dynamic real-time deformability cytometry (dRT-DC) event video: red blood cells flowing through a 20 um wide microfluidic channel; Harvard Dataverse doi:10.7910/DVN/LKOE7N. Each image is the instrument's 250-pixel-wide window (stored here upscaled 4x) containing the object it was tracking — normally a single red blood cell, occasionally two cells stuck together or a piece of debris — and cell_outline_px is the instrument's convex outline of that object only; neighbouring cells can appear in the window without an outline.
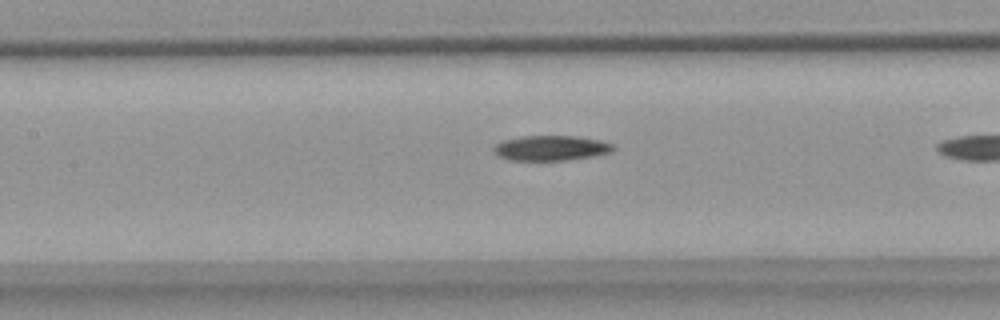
{"species": "common noctule bat (a hibernating species)", "species_latin": "Nyctalus noctula", "temperature_condition": "warm", "stored_images_in_passage": 26, "camera_frame_rate_fps": 3000, "um_per_image_px": 0.085, "animal": {"sex": "female", "body_mass_g": 18.4}, "frame": {"image": 1, "passage_image": 8, "time_ms": 2.333, "image_size_px": [1000, 320], "cell_outline_px": [[616, 148], [612, 152], [592, 156], [568, 160], [508, 160], [500, 156], [492, 148], [496, 144], [504, 140], [520, 136], [576, 136], [600, 140], [612, 144]], "centroid_in_image_um": [46.85, 12.58], "position_along_channel_um": 160.5, "area_um2": 17.4}}
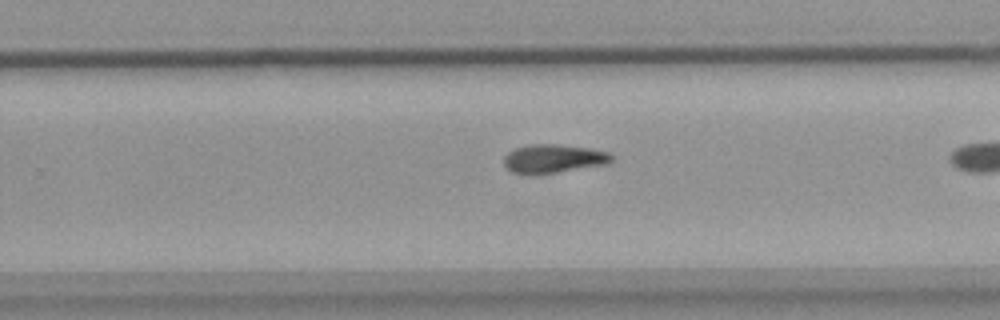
{"frame": {"image": 2, "passage_image": 18, "time_ms": 5.667, "image_size_px": [1000, 320], "cell_outline_px": [[612, 160], [608, 164], [556, 172], [512, 172], [504, 164], [504, 156], [508, 152], [516, 148], [528, 144], [556, 144], [588, 148], [608, 152], [612, 156]], "centroid_in_image_um": [47.07, 13.45], "position_along_channel_um": 282.7, "area_um2": 17.4}}
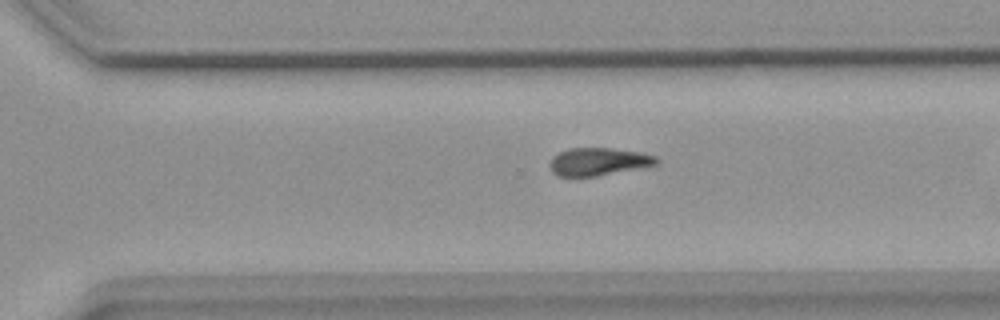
{"frame": {"image": 3, "passage_image": 21, "time_ms": 6.667, "image_size_px": [1000, 320], "cell_outline_px": [[660, 164], [596, 176], [556, 176], [552, 172], [548, 164], [552, 156], [568, 148], [612, 148], [640, 152], [656, 156], [660, 160]], "centroid_in_image_um": [50.86, 13.73], "position_along_channel_um": 319.7, "area_um2": 17.4}}